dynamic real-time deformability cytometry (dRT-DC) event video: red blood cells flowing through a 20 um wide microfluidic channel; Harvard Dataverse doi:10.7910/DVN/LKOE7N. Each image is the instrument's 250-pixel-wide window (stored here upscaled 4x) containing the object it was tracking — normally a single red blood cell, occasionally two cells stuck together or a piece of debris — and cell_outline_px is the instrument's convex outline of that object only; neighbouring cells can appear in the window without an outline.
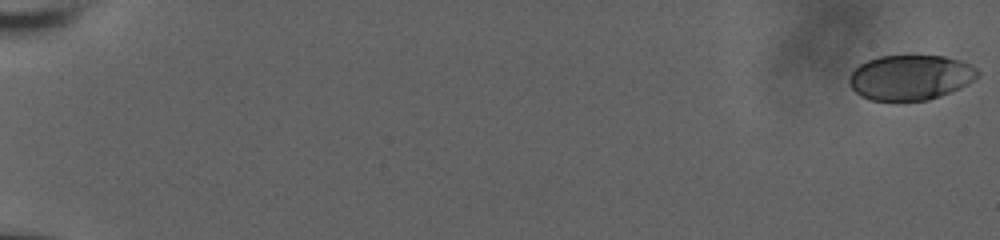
{"species": "human", "species_latin": "Homo sapiens", "temperature_condition": "room temperature", "stored_images_in_passage": 21, "camera_frame_rate_fps": 3000, "um_per_image_px": 0.085, "donor": {"sex": "male"}, "frame": {"image": 1, "passage_image": 1, "time_ms": 0.0, "image_size_px": [1000, 240], "cell_outline_px": [[980, 76], [968, 84], [960, 88], [940, 96], [928, 100], [872, 100], [860, 96], [852, 88], [848, 80], [848, 76], [860, 64], [868, 60], [880, 56], [944, 56], [960, 60], [976, 68], [980, 72]], "centroid_in_image_um": [77.4, 6.58], "position_along_channel_um": 7.6, "area_um2": 33.7}}
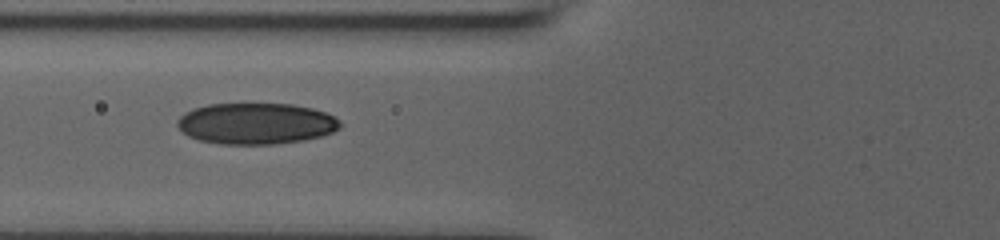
{"frame": {"image": 2, "passage_image": 15, "time_ms": 4.667, "image_size_px": [1000, 240], "cell_outline_px": [[340, 128], [332, 132], [320, 136], [304, 140], [276, 144], [220, 144], [200, 140], [188, 136], [176, 124], [176, 120], [184, 112], [192, 108], [208, 104], [292, 104], [312, 108], [324, 112], [340, 120]], "centroid_in_image_um": [21.73, 10.5], "position_along_channel_um": 104.1, "area_um2": 39.13}}
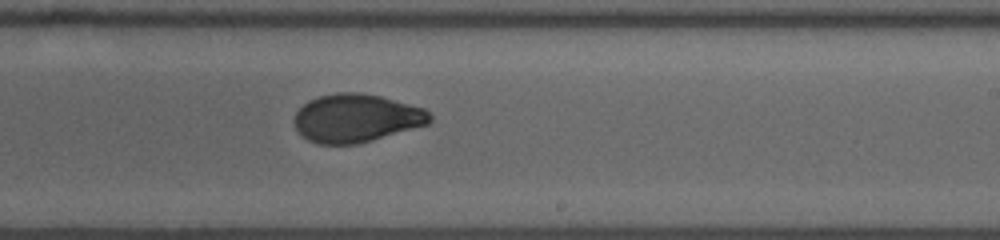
{"frame": {"image": 3, "passage_image": 21, "time_ms": 6.667, "image_size_px": [1000, 240], "cell_outline_px": [[432, 120], [428, 124], [372, 140], [356, 144], [320, 144], [308, 140], [296, 128], [292, 120], [296, 112], [308, 100], [320, 96], [336, 92], [360, 92], [380, 96], [424, 108], [432, 116]], "centroid_in_image_um": [30.27, 10.03], "position_along_channel_um": 258.7, "area_um2": 37.97}}